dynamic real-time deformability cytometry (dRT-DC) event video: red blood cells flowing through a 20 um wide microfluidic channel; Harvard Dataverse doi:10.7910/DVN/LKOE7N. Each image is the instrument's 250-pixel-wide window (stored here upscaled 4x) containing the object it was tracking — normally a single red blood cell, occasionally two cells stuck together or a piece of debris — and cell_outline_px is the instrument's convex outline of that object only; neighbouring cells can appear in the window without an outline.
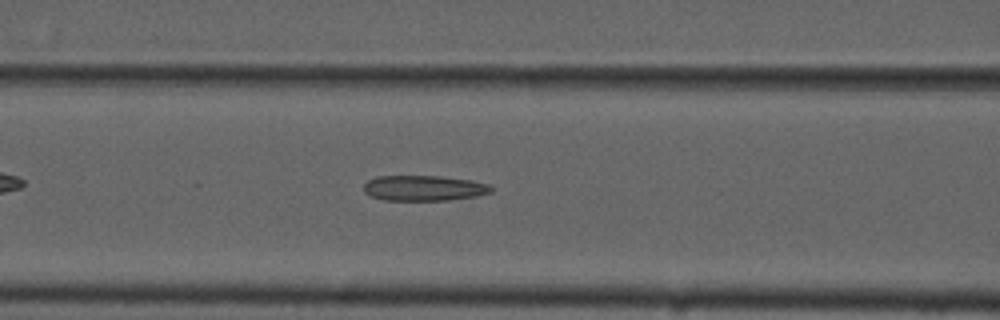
{"species": "common noctule bat (a hibernating species)", "species_latin": "Nyctalus noctula", "temperature_condition": "cold", "stored_images_in_passage": 39, "camera_frame_rate_fps": 3000, "um_per_image_px": 0.085, "animal": {"sex": "male", "forearm_length_mm": 52.5}, "frame": {"image": 1, "passage_image": 10, "time_ms": 3.0, "image_size_px": [1000, 320], "cell_outline_px": [[492, 192], [476, 196], [448, 200], [384, 200], [372, 196], [364, 192], [364, 184], [368, 180], [376, 176], [440, 176], [472, 180], [488, 184], [492, 188]], "centroid_in_image_um": [36.03, 15.98], "position_along_channel_um": 130.6, "area_um2": 18.84}}
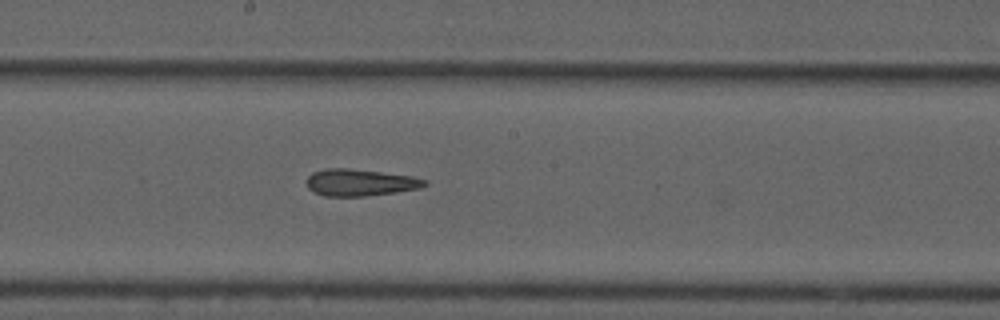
{"frame": {"image": 2, "passage_image": 17, "time_ms": 5.333, "image_size_px": [1000, 320], "cell_outline_px": [[428, 184], [420, 188], [396, 192], [364, 196], [324, 196], [312, 192], [308, 188], [304, 180], [312, 172], [328, 168], [348, 168], [412, 176], [428, 180]], "centroid_in_image_um": [30.57, 15.51], "position_along_channel_um": 217.6, "area_um2": 18.61}}
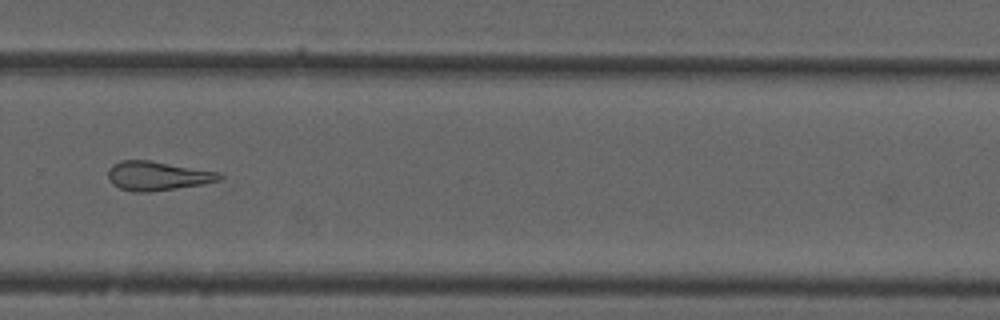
{"frame": {"image": 3, "passage_image": 25, "time_ms": 8.0, "image_size_px": [1000, 320], "cell_outline_px": [[224, 176], [220, 180], [204, 184], [148, 192], [132, 192], [120, 188], [112, 184], [108, 180], [108, 168], [112, 164], [120, 160], [148, 160], [220, 172]], "centroid_in_image_um": [13.36, 14.95], "position_along_channel_um": 316.4, "area_um2": 19.02}}